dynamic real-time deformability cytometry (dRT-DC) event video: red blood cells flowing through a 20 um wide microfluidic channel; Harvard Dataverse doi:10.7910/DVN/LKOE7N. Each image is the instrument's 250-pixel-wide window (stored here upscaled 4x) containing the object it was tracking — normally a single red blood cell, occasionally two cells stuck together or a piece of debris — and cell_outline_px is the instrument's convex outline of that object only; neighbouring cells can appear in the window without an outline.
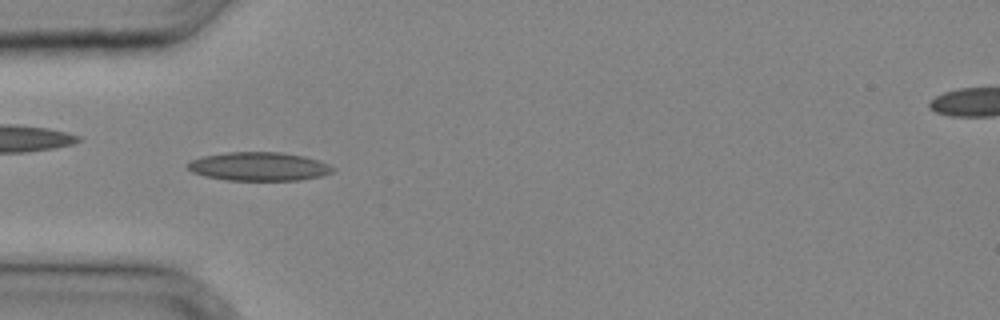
{"species": "common noctule bat (a hibernating species)", "species_latin": "Nyctalus noctula", "temperature_condition": "cold", "stored_images_in_passage": 28, "camera_frame_rate_fps": 3000, "um_per_image_px": 0.085, "animal": {"sex": "male", "body_mass_g": 20.4}, "frame": {"image": 1, "passage_image": 5, "time_ms": 1.333, "image_size_px": [1000, 320], "cell_outline_px": [[336, 172], [320, 176], [300, 180], [228, 180], [204, 176], [192, 172], [184, 164], [192, 160], [204, 156], [228, 152], [280, 152], [304, 156], [320, 160], [336, 168]], "centroid_in_image_um": [22.04, 14.15], "position_along_channel_um": 63.0, "area_um2": 24.33}}
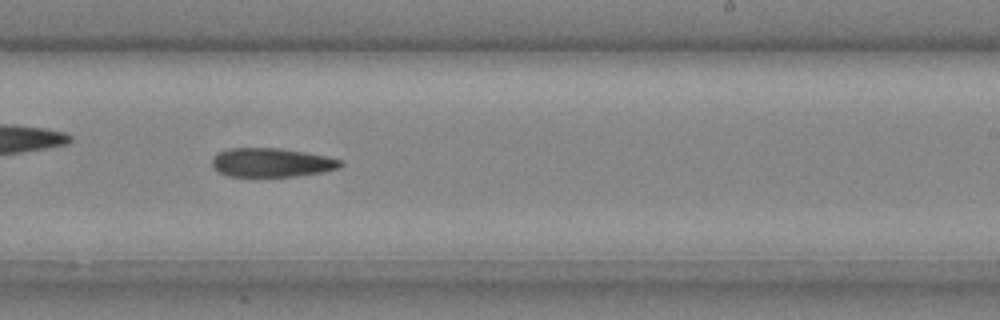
{"frame": {"image": 2, "passage_image": 16, "time_ms": 5.0, "image_size_px": [1000, 320], "cell_outline_px": [[344, 164], [340, 168], [320, 172], [296, 176], [228, 176], [220, 172], [212, 164], [212, 156], [216, 152], [228, 148], [280, 148], [328, 156], [340, 160]], "centroid_in_image_um": [23.07, 13.8], "position_along_channel_um": 265.9, "area_um2": 21.62}}